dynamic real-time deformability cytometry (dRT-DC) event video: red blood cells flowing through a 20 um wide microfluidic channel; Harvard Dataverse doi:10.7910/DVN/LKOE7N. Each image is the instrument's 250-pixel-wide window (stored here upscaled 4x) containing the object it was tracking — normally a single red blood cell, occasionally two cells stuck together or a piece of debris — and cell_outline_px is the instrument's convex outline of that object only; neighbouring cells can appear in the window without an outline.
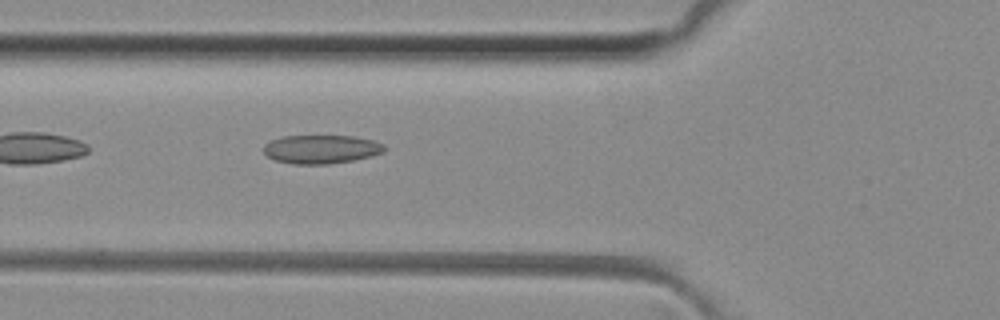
{"species": "common noctule bat (a hibernating species)", "species_latin": "Nyctalus noctula", "temperature_condition": "room temperature", "stored_images_in_passage": 30, "camera_frame_rate_fps": 3000, "um_per_image_px": 0.085, "animal": {"sex": "female", "body_mass_g": 29.2, "forearm_length_mm": 56.3}, "frame": {"image": 1, "passage_image": 4, "time_ms": 1.0, "image_size_px": [1000, 320], "cell_outline_px": [[384, 152], [372, 156], [352, 160], [328, 164], [292, 164], [276, 160], [268, 156], [264, 152], [264, 144], [280, 136], [352, 136], [372, 140], [384, 144]], "centroid_in_image_um": [27.29, 12.68], "position_along_channel_um": 98.5, "area_um2": 20.06}}
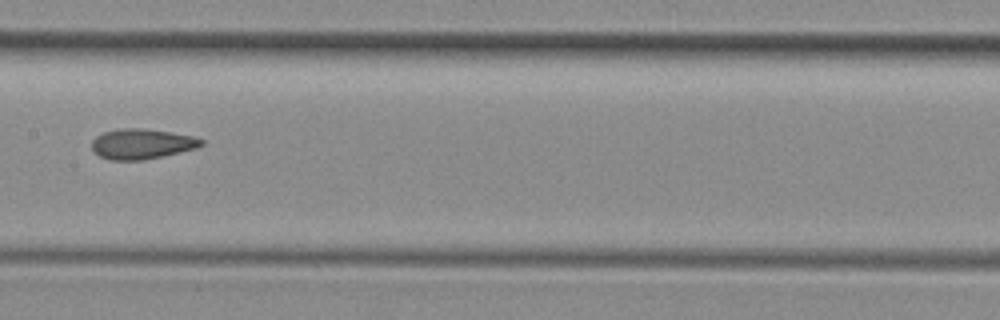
{"frame": {"image": 2, "passage_image": 11, "time_ms": 3.333, "image_size_px": [1000, 320], "cell_outline_px": [[204, 144], [196, 148], [144, 160], [108, 160], [100, 156], [92, 148], [92, 140], [96, 136], [104, 132], [120, 128], [144, 128], [196, 136], [204, 140]], "centroid_in_image_um": [12.07, 12.22], "position_along_channel_um": 195.3, "area_um2": 19.31}}
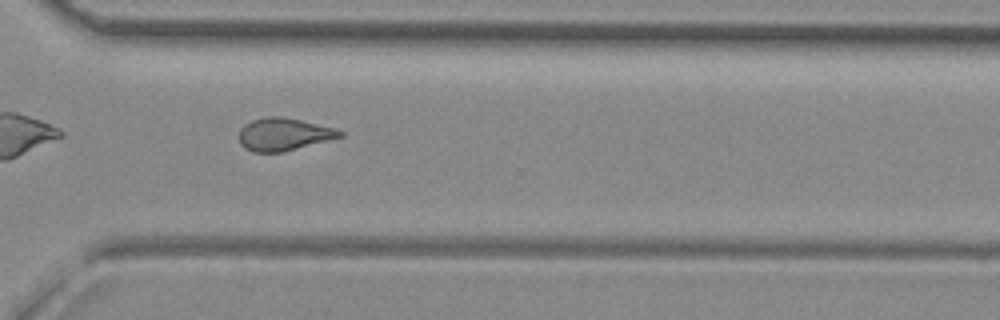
{"frame": {"image": 3, "passage_image": 22, "time_ms": 7.0, "image_size_px": [1000, 320], "cell_outline_px": [[344, 136], [280, 152], [252, 152], [244, 148], [240, 144], [240, 128], [244, 124], [252, 120], [268, 116], [280, 116], [300, 120], [336, 128], [344, 132]], "centroid_in_image_um": [24.1, 11.41], "position_along_channel_um": 346.5, "area_um2": 19.02}, "authors_computed_cell_mechanics": {"area_um2": 19.1318, "velocity_mm_per_s": 4.1292, "shape_relaxation_time_tau1_ms": null, "shape_relaxation_time_tau2_ms": 2.3938, "deformation_change_tau1": null, "deformation_change_tau2": 0.117}}